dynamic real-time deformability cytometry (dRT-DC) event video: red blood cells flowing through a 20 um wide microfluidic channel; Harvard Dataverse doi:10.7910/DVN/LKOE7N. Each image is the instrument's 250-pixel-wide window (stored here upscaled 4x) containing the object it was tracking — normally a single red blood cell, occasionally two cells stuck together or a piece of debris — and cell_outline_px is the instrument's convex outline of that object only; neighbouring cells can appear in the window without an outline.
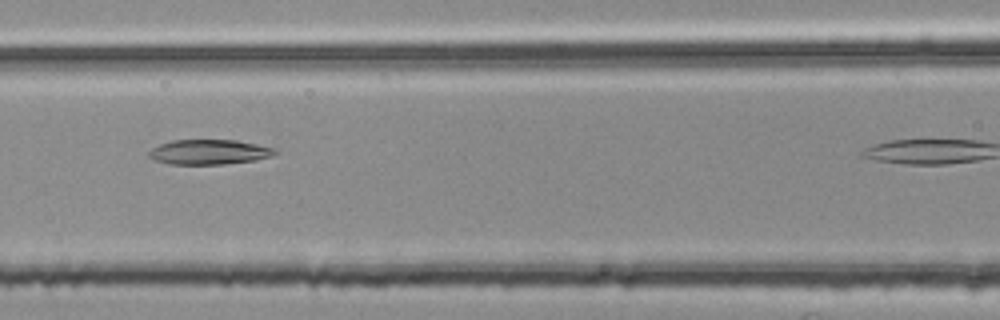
{"species": "common noctule bat (a hibernating species)", "species_latin": "Nyctalus noctula", "temperature_condition": "room temperature", "stored_images_in_passage": 22, "camera_frame_rate_fps": 3000, "um_per_image_px": 0.085, "animal": {"sex": "female", "body_mass_g": 25.1}, "frame": {"image": 1, "passage_image": 12, "time_ms": 3.667, "image_size_px": [1000, 320], "cell_outline_px": [[280, 152], [272, 156], [256, 160], [224, 164], [168, 164], [156, 160], [148, 156], [148, 152], [152, 148], [160, 144], [172, 140], [236, 140], [276, 148]], "centroid_in_image_um": [17.81, 12.92], "position_along_channel_um": 148.8, "area_um2": 18.38}}
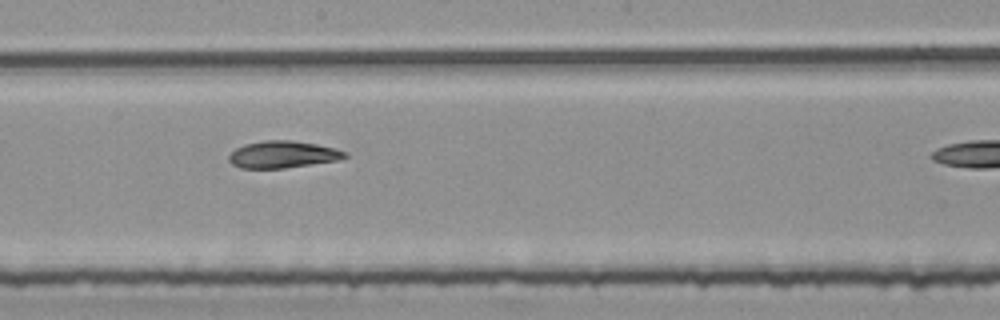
{"frame": {"image": 2, "passage_image": 18, "time_ms": 5.667, "image_size_px": [1000, 320], "cell_outline_px": [[348, 156], [336, 160], [284, 168], [240, 168], [232, 164], [228, 160], [228, 156], [236, 148], [244, 144], [264, 140], [292, 140], [316, 144], [336, 148], [348, 152]], "centroid_in_image_um": [24.02, 13.12], "position_along_channel_um": 224.2, "area_um2": 18.21}}
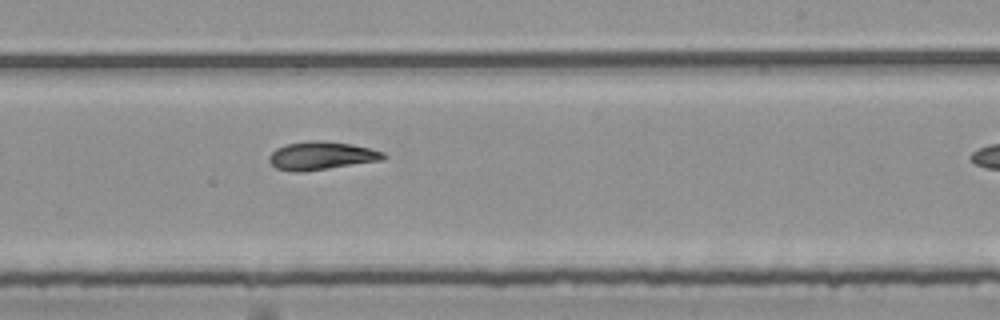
{"frame": {"image": 3, "passage_image": 21, "time_ms": 6.667, "image_size_px": [1000, 320], "cell_outline_px": [[388, 156], [384, 160], [300, 172], [292, 172], [276, 168], [268, 160], [268, 156], [276, 148], [288, 144], [308, 140], [324, 140], [352, 144], [384, 152]], "centroid_in_image_um": [27.32, 13.23], "position_along_channel_um": 261.7, "area_um2": 18.84}}